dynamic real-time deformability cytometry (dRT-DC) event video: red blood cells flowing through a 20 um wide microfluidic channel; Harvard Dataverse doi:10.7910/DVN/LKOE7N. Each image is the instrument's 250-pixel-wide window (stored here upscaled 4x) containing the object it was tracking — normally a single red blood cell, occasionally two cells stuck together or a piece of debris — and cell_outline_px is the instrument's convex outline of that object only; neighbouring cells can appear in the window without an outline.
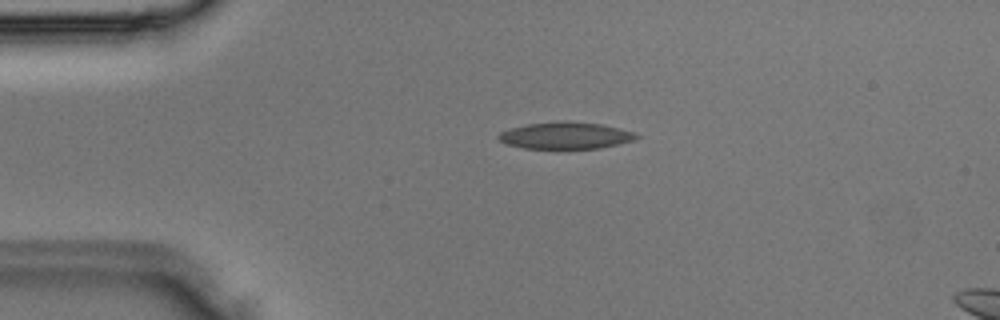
{"species": "Egyptian fruit bat (a non-hibernating species)", "species_latin": "Rousettus aegyptiacus", "temperature_condition": "room temperature", "stored_images_in_passage": 2, "camera_frame_rate_fps": 3000, "um_per_image_px": 0.085, "animal": {"sex": "male"}, "frame": {"image": 1, "passage_image": 1, "time_ms": 0.0, "image_size_px": [1000, 320], "cell_outline_px": [[640, 136], [636, 140], [600, 148], [524, 148], [504, 144], [496, 136], [500, 132], [508, 128], [528, 124], [564, 120], [568, 120], [604, 124], [636, 132]], "centroid_in_image_um": [48.09, 11.5], "position_along_channel_um": 36.9, "area_um2": 21.91}}